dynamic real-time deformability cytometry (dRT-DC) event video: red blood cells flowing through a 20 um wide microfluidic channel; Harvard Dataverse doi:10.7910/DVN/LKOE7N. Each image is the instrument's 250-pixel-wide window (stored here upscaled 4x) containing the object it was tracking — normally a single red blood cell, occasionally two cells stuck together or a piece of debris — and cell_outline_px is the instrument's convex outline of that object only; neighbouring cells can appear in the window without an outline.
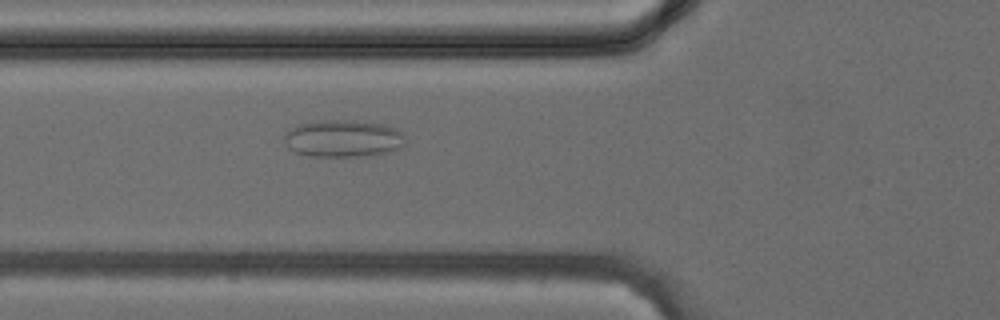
{"species": "common noctule bat (a hibernating species)", "species_latin": "Nyctalus noctula", "temperature_condition": "cold", "stored_images_in_passage": 24, "camera_frame_rate_fps": 3000, "um_per_image_px": 0.085, "animal": {"sex": "female", "body_mass_g": 24.6, "forearm_length_mm": 56.2}, "frame": {"image": 1, "passage_image": 13, "time_ms": 4.0, "image_size_px": [1000, 320], "cell_outline_px": [[404, 144], [400, 148], [388, 152], [356, 156], [308, 156], [296, 152], [288, 148], [284, 144], [284, 136], [292, 128], [300, 124], [328, 120], [356, 120], [384, 124], [396, 128], [404, 136]], "centroid_in_image_um": [29.17, 11.77], "position_along_channel_um": 96.6, "area_um2": 26.07}}
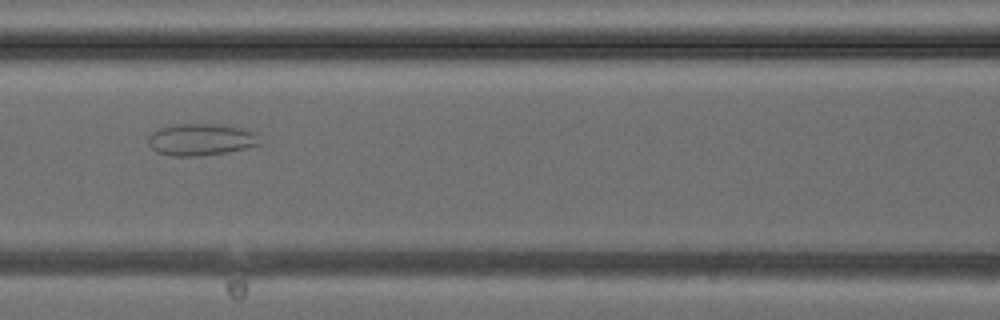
{"frame": {"image": 2, "passage_image": 16, "time_ms": 5.0, "image_size_px": [1000, 320], "cell_outline_px": [[260, 144], [228, 152], [200, 156], [172, 156], [156, 152], [148, 144], [148, 136], [152, 132], [160, 128], [172, 124], [212, 124], [244, 128], [252, 132], [256, 136]], "centroid_in_image_um": [17.01, 11.87], "position_along_channel_um": 149.6, "area_um2": 20.58}}